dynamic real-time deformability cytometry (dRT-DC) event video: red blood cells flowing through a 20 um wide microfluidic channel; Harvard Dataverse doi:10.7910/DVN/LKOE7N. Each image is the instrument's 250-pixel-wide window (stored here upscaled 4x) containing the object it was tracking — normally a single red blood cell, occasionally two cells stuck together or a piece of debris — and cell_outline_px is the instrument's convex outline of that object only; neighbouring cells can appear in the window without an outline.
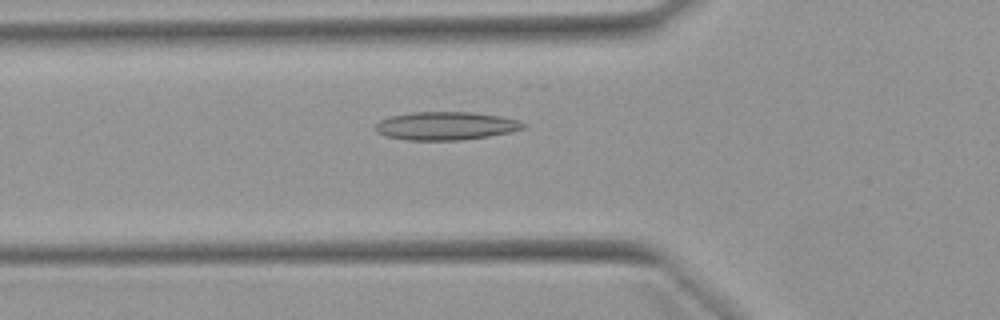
{"species": "Egyptian fruit bat (a non-hibernating species)", "species_latin": "Rousettus aegyptiacus", "temperature_condition": "warm", "stored_images_in_passage": 37, "camera_frame_rate_fps": 3000, "um_per_image_px": 0.085, "animal": {"sex": "female"}, "frame": {"image": 1, "passage_image": 4, "time_ms": 1.0, "image_size_px": [1000, 320], "cell_outline_px": [[528, 128], [512, 132], [488, 136], [460, 140], [404, 140], [384, 136], [376, 132], [372, 128], [380, 120], [392, 116], [412, 112], [472, 112], [500, 116], [516, 120], [528, 124]], "centroid_in_image_um": [37.89, 10.7], "position_along_channel_um": 87.9, "area_um2": 24.57}}
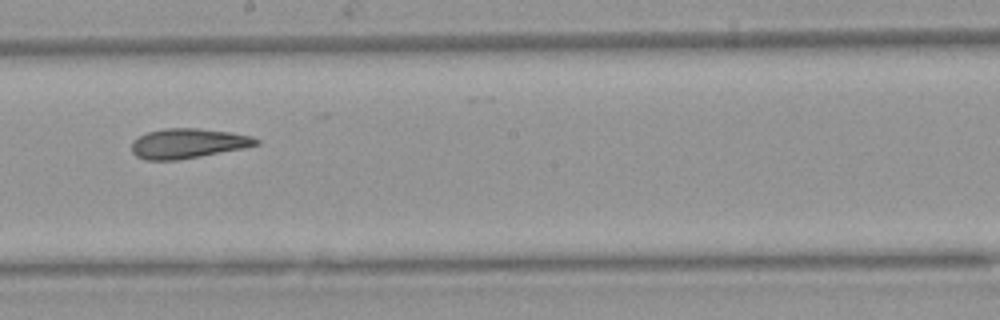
{"frame": {"image": 2, "passage_image": 15, "time_ms": 4.667, "image_size_px": [1000, 320], "cell_outline_px": [[260, 144], [244, 148], [200, 156], [176, 160], [144, 160], [136, 156], [132, 152], [132, 140], [148, 132], [164, 128], [200, 128], [232, 132], [252, 136], [260, 140]], "centroid_in_image_um": [15.99, 12.18], "position_along_channel_um": 232.2, "area_um2": 21.73}}
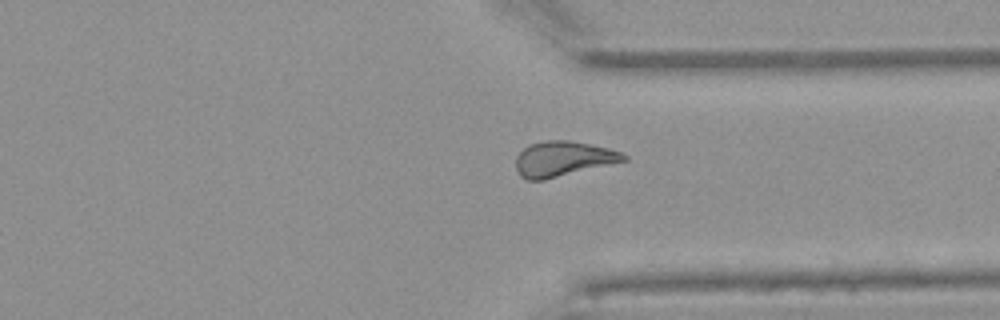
{"frame": {"image": 3, "passage_image": 25, "time_ms": 8.0, "image_size_px": [1000, 320], "cell_outline_px": [[628, 160], [544, 180], [528, 180], [520, 176], [516, 168], [516, 156], [528, 144], [544, 140], [568, 140], [608, 148], [620, 152], [628, 156]], "centroid_in_image_um": [47.83, 13.5], "position_along_channel_um": 363.6, "area_um2": 22.02}, "authors_computed_cell_mechanics": {"area_um2": 22.0218, "velocity_mm_per_s": 3.9456, "shape_relaxation_time_tau1_ms": 7.8144, "shape_relaxation_time_tau2_ms": 3.6694, "deformation_change_tau1": 0.2203, "deformation_change_tau2": 0.1325}}